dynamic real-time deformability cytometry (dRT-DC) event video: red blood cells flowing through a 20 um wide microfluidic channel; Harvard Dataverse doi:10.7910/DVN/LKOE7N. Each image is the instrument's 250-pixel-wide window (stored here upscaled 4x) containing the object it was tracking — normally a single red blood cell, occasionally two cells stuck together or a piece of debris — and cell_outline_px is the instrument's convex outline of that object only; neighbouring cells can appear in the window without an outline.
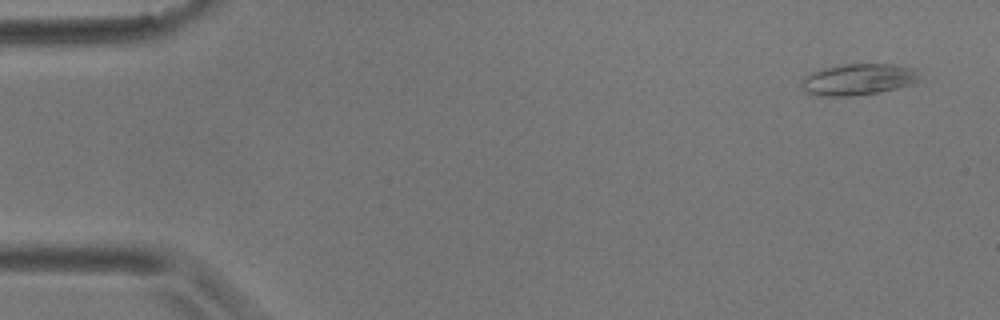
{"species": "common noctule bat (a hibernating species)", "species_latin": "Nyctalus noctula", "temperature_condition": "room temperature", "stored_images_in_passage": 6, "camera_frame_rate_fps": 3000, "um_per_image_px": 0.085, "animal": {"sex": "male", "body_mass_g": 17.9}, "frame": {"image": 1, "passage_image": 1, "time_ms": 0.0, "image_size_px": [1000, 320], "cell_outline_px": [[920, 80], [912, 84], [880, 92], [852, 96], [816, 96], [808, 92], [800, 84], [812, 72], [824, 68], [840, 64], [896, 64], [912, 68], [916, 72]], "centroid_in_image_um": [72.97, 6.75], "position_along_channel_um": 12.0, "area_um2": 21.39}}